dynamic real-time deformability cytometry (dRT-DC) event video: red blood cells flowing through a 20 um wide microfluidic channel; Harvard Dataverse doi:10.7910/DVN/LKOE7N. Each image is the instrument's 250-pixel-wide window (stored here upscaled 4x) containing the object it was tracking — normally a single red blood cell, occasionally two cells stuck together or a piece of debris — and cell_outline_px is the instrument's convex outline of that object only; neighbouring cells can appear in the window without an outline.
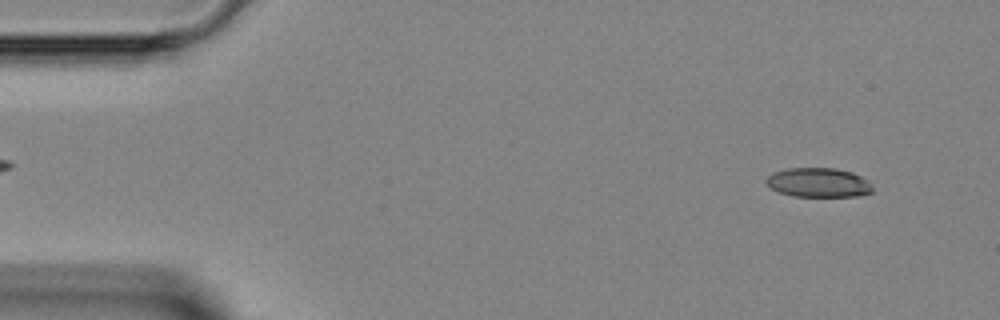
{"species": "Egyptian fruit bat (a non-hibernating species)", "species_latin": "Rousettus aegyptiacus", "temperature_condition": "room temperature", "stored_images_in_passage": 11, "camera_frame_rate_fps": 3000, "um_per_image_px": 0.085, "animal": {"sex": "female"}, "frame": {"image": 1, "passage_image": 3, "time_ms": 0.667, "image_size_px": [1000, 320], "cell_outline_px": [[872, 192], [856, 196], [792, 196], [780, 192], [772, 188], [764, 180], [772, 172], [788, 168], [836, 168], [852, 172], [868, 180], [872, 184]], "centroid_in_image_um": [69.57, 15.51], "position_along_channel_um": 15.4, "area_um2": 18.15}}